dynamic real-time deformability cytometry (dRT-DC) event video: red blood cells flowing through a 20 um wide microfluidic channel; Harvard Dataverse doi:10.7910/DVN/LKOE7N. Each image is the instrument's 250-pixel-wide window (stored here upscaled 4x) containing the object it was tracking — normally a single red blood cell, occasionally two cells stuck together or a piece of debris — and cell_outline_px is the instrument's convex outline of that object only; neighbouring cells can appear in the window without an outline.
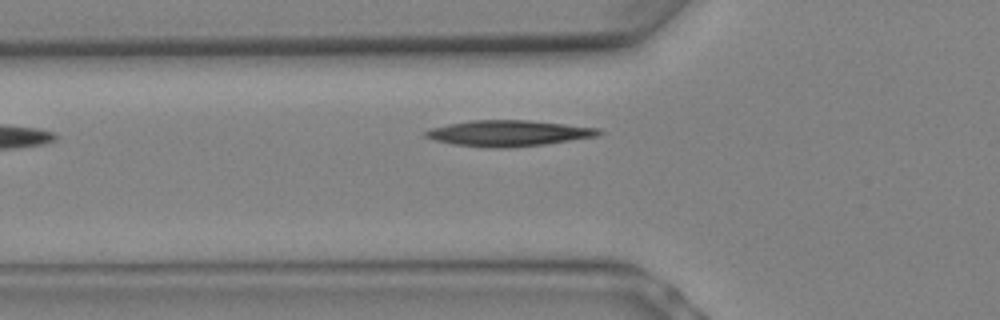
{"species": "Egyptian fruit bat (a non-hibernating species)", "species_latin": "Rousettus aegyptiacus", "temperature_condition": "warm", "stored_images_in_passage": 6, "camera_frame_rate_fps": 3000, "um_per_image_px": 0.085, "animal": {"sex": "female"}, "frame": {"image": 1, "passage_image": 6, "time_ms": 1.667, "image_size_px": [1000, 320], "cell_outline_px": [[604, 132], [596, 136], [544, 144], [508, 148], [488, 148], [452, 144], [436, 140], [424, 136], [424, 132], [432, 128], [448, 124], [472, 120], [524, 120], [564, 124], [600, 128]], "centroid_in_image_um": [43.21, 11.33], "position_along_channel_um": 82.6, "area_um2": 25.95}}